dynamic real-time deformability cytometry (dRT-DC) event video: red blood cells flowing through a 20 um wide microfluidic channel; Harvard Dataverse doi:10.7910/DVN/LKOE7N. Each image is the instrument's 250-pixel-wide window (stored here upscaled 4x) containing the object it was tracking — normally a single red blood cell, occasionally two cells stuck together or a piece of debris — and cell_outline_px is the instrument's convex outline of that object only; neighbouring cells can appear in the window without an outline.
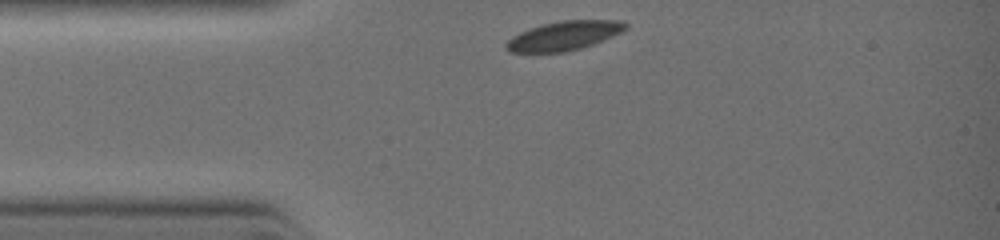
{"species": "common noctule bat (a hibernating species)", "species_latin": "Nyctalus noctula", "temperature_condition": "warm", "stored_images_in_passage": 3, "camera_frame_rate_fps": 3000, "um_per_image_px": 0.085, "animal": {"sex": "female", "body_mass_g": 19.0, "forearm_length_mm": 51.5}, "frame": {"image": 1, "passage_image": 1, "time_ms": 0.0, "image_size_px": [1000, 240], "cell_outline_px": [[628, 28], [612, 36], [592, 44], [580, 48], [564, 52], [508, 52], [504, 48], [504, 44], [512, 36], [520, 32], [544, 24], [560, 20], [624, 20], [628, 24]], "centroid_in_image_um": [47.94, 3.03], "position_along_channel_um": 37.1, "area_um2": 20.17}}